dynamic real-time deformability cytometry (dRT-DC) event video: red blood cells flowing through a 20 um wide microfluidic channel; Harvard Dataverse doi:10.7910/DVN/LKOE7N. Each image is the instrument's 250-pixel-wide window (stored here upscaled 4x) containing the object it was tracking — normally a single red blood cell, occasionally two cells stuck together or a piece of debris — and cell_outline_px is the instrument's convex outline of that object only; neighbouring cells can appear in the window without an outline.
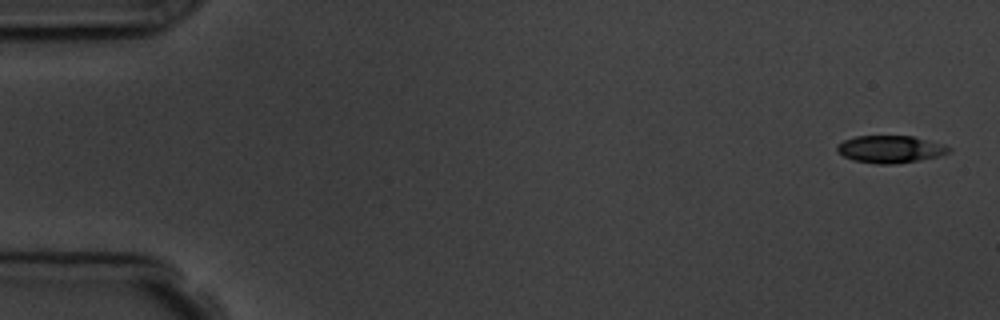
{"species": "common noctule bat (a hibernating species)", "species_latin": "Nyctalus noctula", "temperature_condition": "room temperature", "stored_images_in_passage": 4, "camera_frame_rate_fps": 3000, "um_per_image_px": 0.085, "animal": {"sex": "male", "body_mass_g": 19.5, "forearm_length_mm": 54.6}, "frame": {"image": 1, "passage_image": 1, "time_ms": 0.0, "image_size_px": [1000, 320], "cell_outline_px": [[952, 152], [940, 156], [920, 160], [892, 164], [876, 164], [852, 160], [836, 152], [836, 144], [844, 140], [856, 136], [912, 136], [944, 144], [952, 148]], "centroid_in_image_um": [75.68, 12.68], "position_along_channel_um": 9.3, "area_um2": 18.03}}
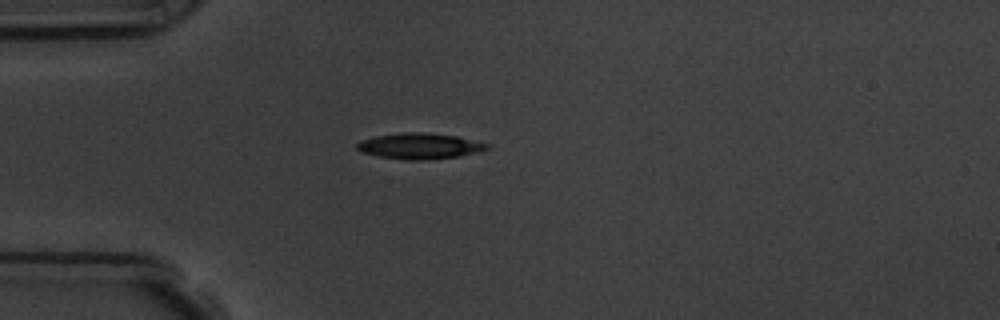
{"frame": {"image": 2, "passage_image": 4, "time_ms": 4.333, "image_size_px": [1000, 320], "cell_outline_px": [[488, 148], [476, 152], [456, 156], [428, 160], [408, 160], [380, 156], [360, 152], [356, 148], [356, 144], [360, 140], [376, 136], [400, 132], [424, 132], [456, 136], [488, 144]], "centroid_in_image_um": [35.6, 12.4], "position_along_channel_um": 49.4, "area_um2": 19.36}}